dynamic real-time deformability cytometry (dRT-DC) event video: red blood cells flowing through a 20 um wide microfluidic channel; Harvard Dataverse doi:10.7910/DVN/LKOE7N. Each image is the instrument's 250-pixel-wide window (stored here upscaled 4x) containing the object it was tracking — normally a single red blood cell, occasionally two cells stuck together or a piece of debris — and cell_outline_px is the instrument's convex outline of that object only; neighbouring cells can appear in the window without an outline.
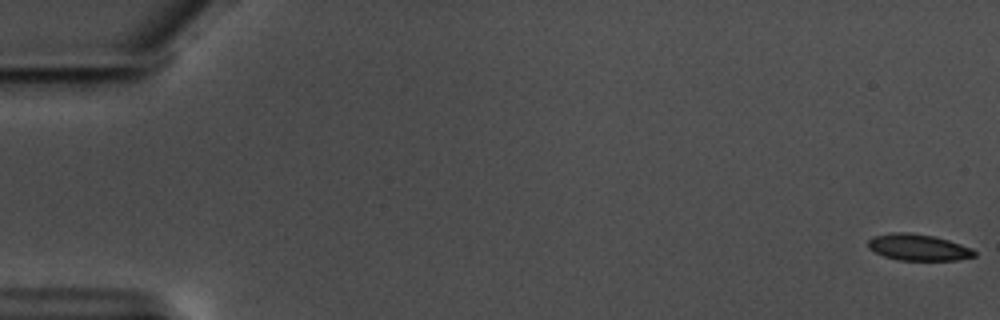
{"species": "common noctule bat (a hibernating species)", "species_latin": "Nyctalus noctula", "temperature_condition": "warm", "stored_images_in_passage": 9, "camera_frame_rate_fps": 3000, "um_per_image_px": 0.085, "animal": {"sex": "male", "body_mass_g": 17.5, "forearm_length_mm": 52.3}, "frame": {"image": 1, "passage_image": 1, "time_ms": 0.0, "image_size_px": [1000, 320], "cell_outline_px": [[976, 256], [956, 260], [896, 260], [884, 256], [868, 248], [868, 240], [872, 236], [892, 232], [912, 232], [936, 236], [972, 248], [976, 252]], "centroid_in_image_um": [78.04, 21.01], "position_along_channel_um": 7.0, "area_um2": 16.53}}